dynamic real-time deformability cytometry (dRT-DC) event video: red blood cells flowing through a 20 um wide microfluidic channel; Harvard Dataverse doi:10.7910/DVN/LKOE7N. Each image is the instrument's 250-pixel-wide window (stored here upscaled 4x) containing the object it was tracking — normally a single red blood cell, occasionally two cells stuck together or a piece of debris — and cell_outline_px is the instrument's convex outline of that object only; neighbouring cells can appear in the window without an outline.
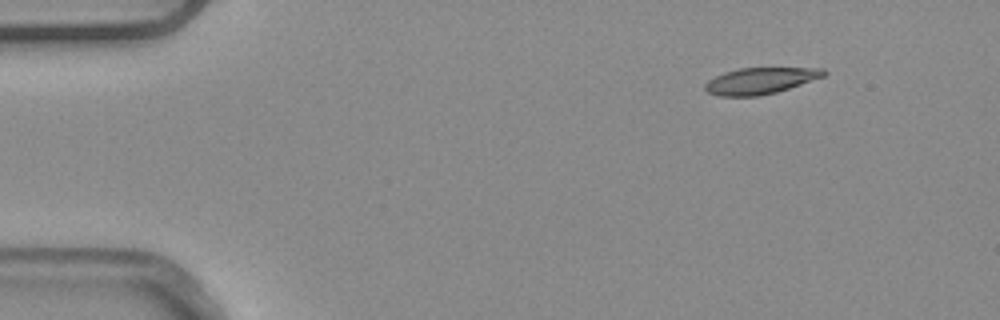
{"species": "common noctule bat (a hibernating species)", "species_latin": "Nyctalus noctula", "temperature_condition": "warm", "stored_images_in_passage": 4, "camera_frame_rate_fps": 3000, "um_per_image_px": 0.085, "animal": {"sex": "male", "body_mass_g": 20.4}, "frame": {"image": 1, "passage_image": 1, "time_ms": 0.0, "image_size_px": [1000, 320], "cell_outline_px": [[828, 72], [824, 76], [776, 92], [756, 96], [720, 96], [708, 92], [704, 88], [704, 84], [708, 80], [724, 72], [740, 68], [824, 68]], "centroid_in_image_um": [64.61, 6.86], "position_along_channel_um": 20.4, "area_um2": 18.03}}
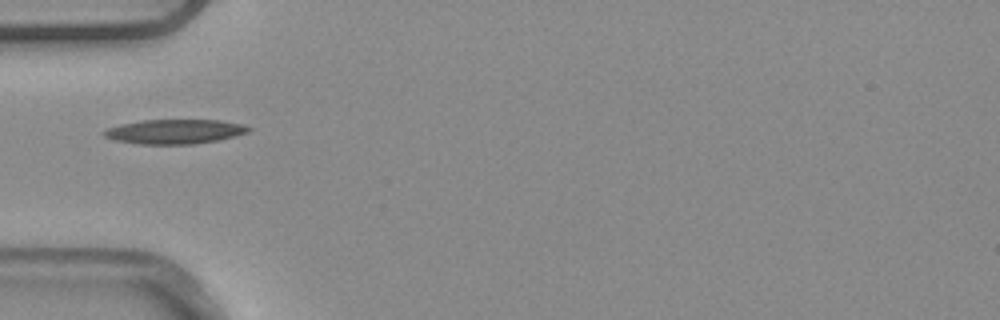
{"frame": {"image": 2, "passage_image": 4, "time_ms": 1.0, "image_size_px": [1000, 320], "cell_outline_px": [[252, 128], [248, 132], [236, 136], [220, 140], [196, 144], [140, 144], [116, 140], [104, 136], [100, 132], [108, 128], [120, 124], [144, 120], [220, 120], [244, 124]], "centroid_in_image_um": [14.89, 11.18], "position_along_channel_um": 70.1, "area_um2": 20.75}}